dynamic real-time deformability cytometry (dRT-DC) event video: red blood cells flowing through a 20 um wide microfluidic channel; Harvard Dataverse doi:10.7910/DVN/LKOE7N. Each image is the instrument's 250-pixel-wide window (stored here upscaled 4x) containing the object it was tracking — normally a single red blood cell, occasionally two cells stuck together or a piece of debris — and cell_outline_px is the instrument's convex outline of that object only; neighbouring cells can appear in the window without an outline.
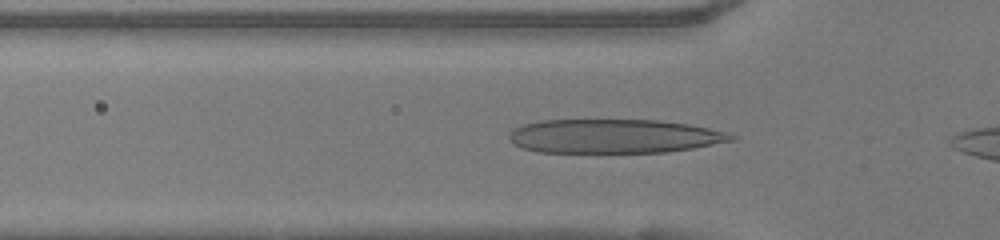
{"species": "human", "species_latin": "Homo sapiens", "temperature_condition": "warm", "stored_images_in_passage": 27, "camera_frame_rate_fps": 3000, "um_per_image_px": 0.085, "donor": {"sex": "female"}, "frame": {"image": 1, "passage_image": 3, "time_ms": 0.667, "image_size_px": [1000, 240], "cell_outline_px": [[740, 136], [736, 140], [692, 148], [664, 152], [536, 152], [524, 148], [516, 144], [508, 136], [516, 128], [524, 124], [540, 120], [660, 120], [688, 124], [708, 128]], "centroid_in_image_um": [52.24, 11.57], "position_along_channel_um": 73.6, "area_um2": 43.75}}
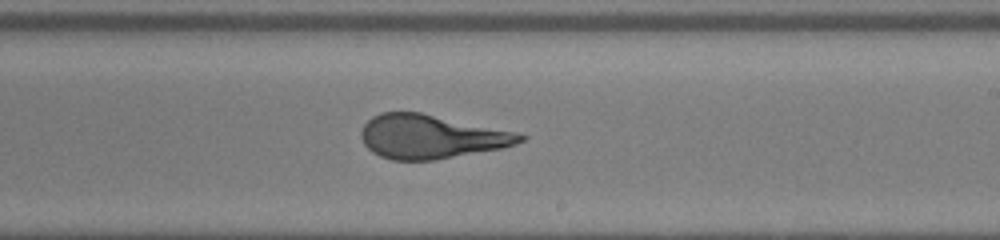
{"frame": {"image": 2, "passage_image": 16, "time_ms": 5.0, "image_size_px": [1000, 240], "cell_outline_px": [[528, 136], [524, 140], [516, 144], [500, 148], [436, 160], [392, 160], [380, 156], [372, 152], [364, 144], [360, 136], [360, 132], [364, 124], [372, 116], [380, 112], [420, 112], [516, 132]], "centroid_in_image_um": [36.6, 11.61], "position_along_channel_um": 252.4, "area_um2": 40.52}}
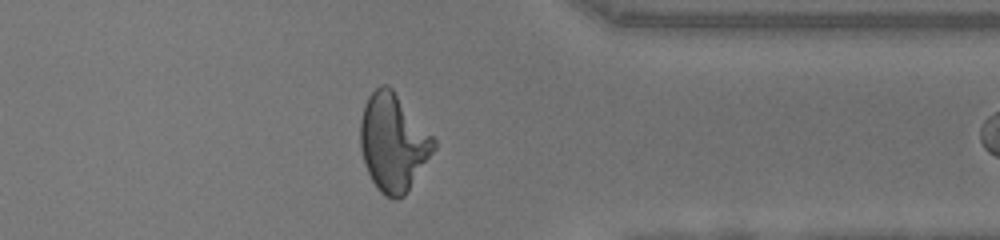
{"frame": {"image": 3, "passage_image": 26, "time_ms": 8.333, "image_size_px": [1000, 240], "cell_outline_px": [[436, 148], [404, 196], [396, 200], [384, 196], [376, 188], [364, 164], [360, 148], [360, 120], [364, 104], [368, 96], [380, 84], [388, 84], [392, 88], [436, 140]], "centroid_in_image_um": [33.4, 12.11], "position_along_channel_um": 378.0, "area_um2": 41.73}}